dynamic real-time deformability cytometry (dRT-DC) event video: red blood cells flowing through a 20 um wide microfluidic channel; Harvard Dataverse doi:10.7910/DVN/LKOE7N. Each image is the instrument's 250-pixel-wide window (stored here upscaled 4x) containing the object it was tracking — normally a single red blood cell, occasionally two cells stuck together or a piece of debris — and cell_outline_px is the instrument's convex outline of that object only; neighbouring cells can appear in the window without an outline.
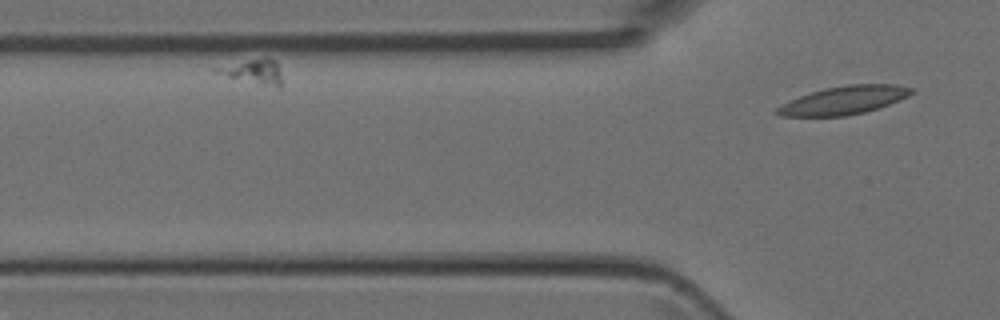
{"species": "Egyptian fruit bat (a non-hibernating species)", "species_latin": "Rousettus aegyptiacus", "temperature_condition": "room temperature", "stored_images_in_passage": 3, "camera_frame_rate_fps": 3000, "um_per_image_px": 0.085, "animal": {"sex": "female"}, "frame": {"image": 1, "passage_image": 3, "time_ms": 0.667, "image_size_px": [1000, 320], "cell_outline_px": [[916, 92], [908, 96], [888, 104], [864, 112], [844, 116], [780, 116], [776, 112], [776, 108], [780, 104], [800, 96], [824, 88], [848, 84], [896, 84], [916, 88]], "centroid_in_image_um": [71.76, 8.5], "position_along_channel_um": 54.0, "area_um2": 22.08}}